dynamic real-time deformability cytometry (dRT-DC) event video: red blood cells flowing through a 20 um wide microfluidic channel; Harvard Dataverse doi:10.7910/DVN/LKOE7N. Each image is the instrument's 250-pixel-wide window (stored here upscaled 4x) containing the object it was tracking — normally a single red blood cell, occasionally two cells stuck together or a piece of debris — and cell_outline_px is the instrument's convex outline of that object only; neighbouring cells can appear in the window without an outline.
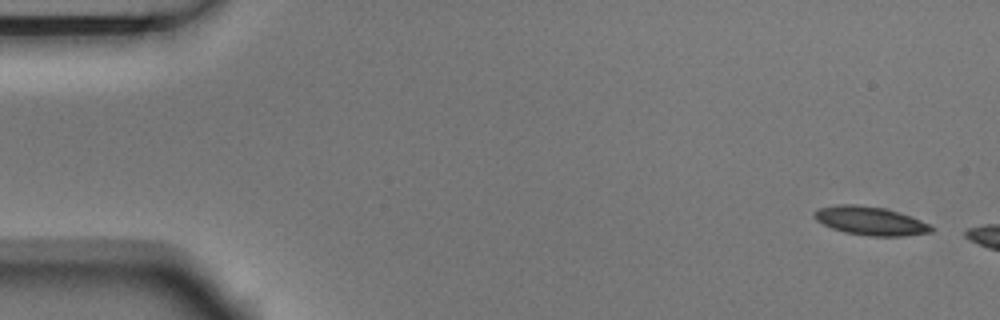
{"species": "Egyptian fruit bat (a non-hibernating species)", "species_latin": "Rousettus aegyptiacus", "temperature_condition": "room temperature", "stored_images_in_passage": 4, "camera_frame_rate_fps": 3000, "um_per_image_px": 0.085, "animal": {"sex": "male"}, "frame": {"image": 1, "passage_image": 1, "time_ms": 0.0, "image_size_px": [1000, 320], "cell_outline_px": [[936, 228], [932, 232], [904, 236], [868, 236], [844, 232], [832, 228], [816, 220], [812, 216], [812, 212], [820, 208], [836, 204], [856, 204], [884, 208], [920, 220]], "centroid_in_image_um": [73.95, 18.78], "position_along_channel_um": 11.1, "area_um2": 19.42}}